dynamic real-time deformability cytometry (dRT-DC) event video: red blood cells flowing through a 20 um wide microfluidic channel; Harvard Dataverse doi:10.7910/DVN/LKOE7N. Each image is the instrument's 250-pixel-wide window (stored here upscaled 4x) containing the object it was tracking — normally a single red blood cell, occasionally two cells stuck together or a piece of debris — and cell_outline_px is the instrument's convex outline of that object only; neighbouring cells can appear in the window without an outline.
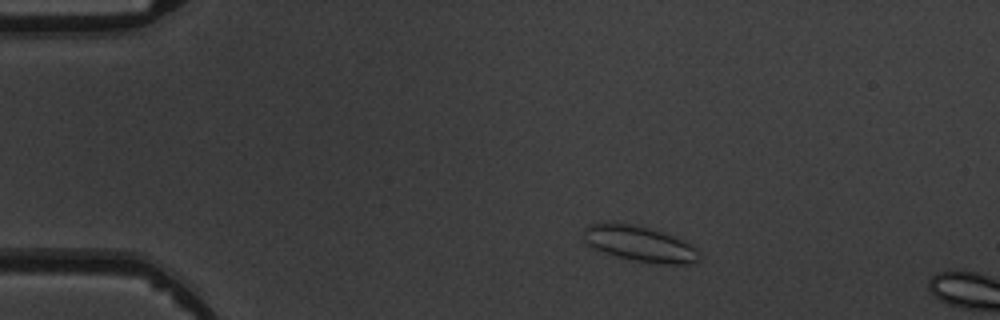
{"species": "common noctule bat (a hibernating species)", "species_latin": "Nyctalus noctula", "temperature_condition": "warm", "stored_images_in_passage": 4, "camera_frame_rate_fps": 3000, "um_per_image_px": 0.085, "animal": {"sex": "male", "body_mass_g": 19.5, "forearm_length_mm": 54.6}, "frame": {"image": 1, "passage_image": 3, "time_ms": 2.0, "image_size_px": [1000, 320], "cell_outline_px": [[700, 260], [688, 264], [668, 264], [632, 260], [604, 252], [592, 248], [584, 240], [584, 228], [592, 224], [628, 224], [660, 232], [684, 240], [696, 248]], "centroid_in_image_um": [54.39, 20.75], "position_along_channel_um": 30.6, "area_um2": 23.12}}